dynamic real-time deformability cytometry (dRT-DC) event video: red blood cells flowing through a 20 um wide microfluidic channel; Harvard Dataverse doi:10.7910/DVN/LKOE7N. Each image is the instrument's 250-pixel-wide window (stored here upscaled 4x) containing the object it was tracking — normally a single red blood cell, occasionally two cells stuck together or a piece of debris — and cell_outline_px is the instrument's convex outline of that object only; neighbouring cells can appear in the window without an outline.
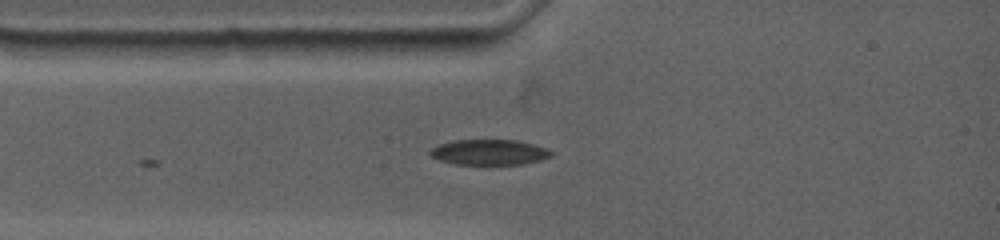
{"species": "common noctule bat (a hibernating species)", "species_latin": "Nyctalus noctula", "temperature_condition": "warm", "stored_images_in_passage": 8, "camera_frame_rate_fps": 4500, "um_per_image_px": 0.085, "animal": {"sex": "female", "body_mass_g": 19.0, "forearm_length_mm": 53.3}, "frame": {"image": 1, "passage_image": 1, "time_ms": 0.0, "image_size_px": [1000, 240], "cell_outline_px": [[552, 156], [540, 160], [524, 164], [456, 164], [440, 160], [432, 156], [428, 152], [436, 144], [452, 140], [516, 140], [548, 148], [552, 152]], "centroid_in_image_um": [41.57, 12.93], "position_along_channel_um": 43.4, "area_um2": 17.98}}
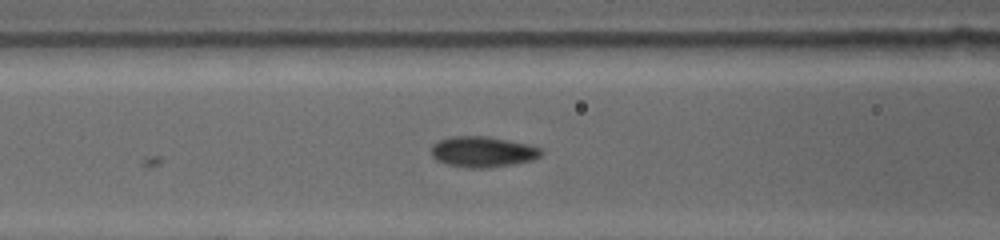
{"frame": {"image": 2, "passage_image": 8, "time_ms": 2.222, "image_size_px": [1000, 240], "cell_outline_px": [[544, 152], [540, 156], [532, 160], [516, 164], [488, 168], [468, 168], [444, 164], [436, 160], [432, 156], [428, 148], [436, 140], [452, 136], [492, 136], [532, 144], [544, 148]], "centroid_in_image_um": [41.04, 12.89], "position_along_channel_um": 125.6, "area_um2": 20.58}}